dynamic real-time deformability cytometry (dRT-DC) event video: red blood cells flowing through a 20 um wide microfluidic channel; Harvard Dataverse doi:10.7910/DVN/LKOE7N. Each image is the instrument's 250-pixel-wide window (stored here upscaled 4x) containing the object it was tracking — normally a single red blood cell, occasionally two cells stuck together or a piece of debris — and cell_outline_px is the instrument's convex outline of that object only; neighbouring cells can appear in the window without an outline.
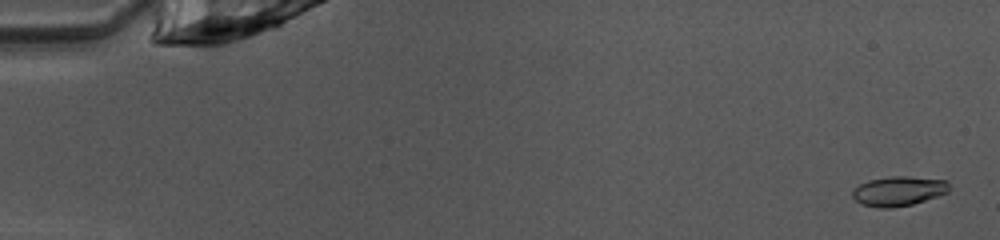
{"species": "common noctule bat (a hibernating species)", "species_latin": "Nyctalus noctula", "temperature_condition": "warm", "stored_images_in_passage": 50, "camera_frame_rate_fps": 3000, "um_per_image_px": 0.085, "animal": {"sex": "female", "body_mass_g": 10.0, "forearm_length_mm": 53.1}, "frame": {"image": 1, "passage_image": 2, "time_ms": 0.333, "image_size_px": [1000, 240], "cell_outline_px": [[948, 192], [912, 204], [892, 208], [876, 208], [860, 204], [852, 196], [852, 192], [860, 184], [868, 180], [888, 176], [908, 176], [948, 180]], "centroid_in_image_um": [76.35, 16.24], "position_along_channel_um": 8.7, "area_um2": 16.7}}
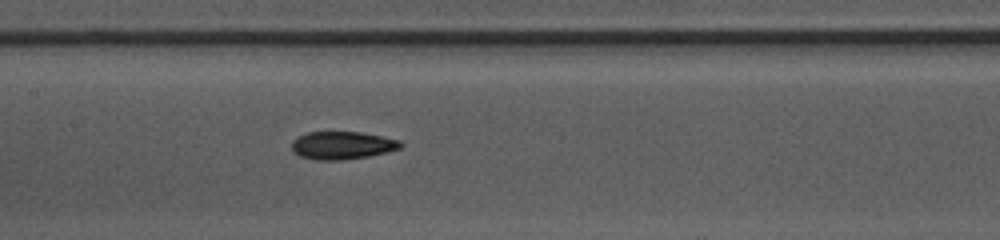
{"frame": {"image": 2, "passage_image": 25, "time_ms": 8.0, "image_size_px": [1000, 240], "cell_outline_px": [[404, 144], [400, 148], [388, 152], [368, 156], [340, 160], [316, 160], [300, 156], [292, 152], [292, 140], [308, 132], [360, 132], [400, 140]], "centroid_in_image_um": [29.09, 12.36], "position_along_channel_um": 178.3, "area_um2": 17.63}}
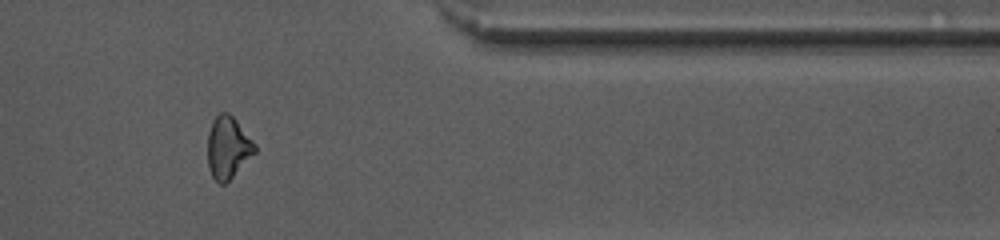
{"frame": {"image": 3, "passage_image": 42, "time_ms": 13.667, "image_size_px": [1000, 240], "cell_outline_px": [[256, 152], [224, 184], [220, 184], [212, 176], [208, 168], [208, 132], [212, 120], [220, 112], [228, 112], [236, 120], [256, 144]], "centroid_in_image_um": [19.36, 12.51], "position_along_channel_um": 392.0, "area_um2": 16.94}, "authors_computed_cell_mechanics": {"area_um2": 17.1088, "velocity_mm_per_s": 4.0405, "shape_relaxation_time_tau1_ms": 5.9088, "shape_relaxation_time_tau2_ms": 5.24, "deformation_change_tau1": 0.1835, "deformation_change_tau2": 0.0987}}